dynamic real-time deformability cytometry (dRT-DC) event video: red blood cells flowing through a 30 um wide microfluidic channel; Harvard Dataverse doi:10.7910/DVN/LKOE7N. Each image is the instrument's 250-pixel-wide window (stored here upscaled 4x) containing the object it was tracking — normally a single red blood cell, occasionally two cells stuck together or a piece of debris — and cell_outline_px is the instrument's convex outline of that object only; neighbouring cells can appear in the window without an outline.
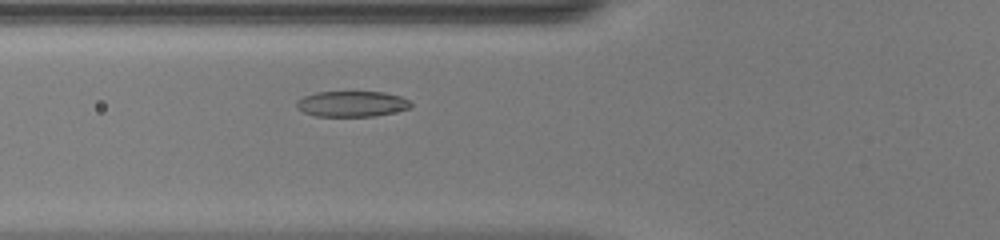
{"species": "common noctule bat (a hibernating species)", "species_latin": "Nyctalus noctula", "temperature_condition": "warm", "stored_images_in_passage": 39, "camera_frame_rate_fps": 3000, "um_per_image_px": 0.085, "animal": {"sex": "female", "body_mass_g": 20.0, "forearm_length_mm": 54.0}, "frame": {"image": 1, "passage_image": 8, "time_ms": 2.333, "image_size_px": [1000, 240], "cell_outline_px": [[412, 108], [376, 116], [316, 116], [304, 112], [296, 108], [296, 100], [304, 96], [316, 92], [384, 92], [400, 96], [408, 100], [412, 104]], "centroid_in_image_um": [29.91, 8.83], "position_along_channel_um": 95.9, "area_um2": 17.17}}
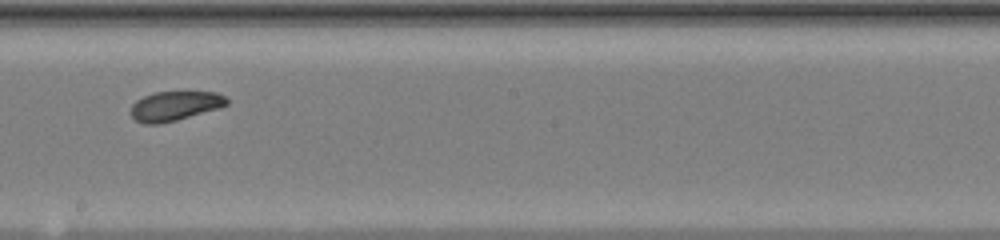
{"frame": {"image": 2, "passage_image": 18, "time_ms": 5.667, "image_size_px": [1000, 240], "cell_outline_px": [[228, 104], [220, 108], [176, 120], [156, 124], [144, 124], [136, 120], [128, 112], [132, 104], [136, 100], [144, 96], [156, 92], [216, 92], [224, 96], [228, 100]], "centroid_in_image_um": [14.84, 9.01], "position_along_channel_um": 233.4, "area_um2": 16.47}}
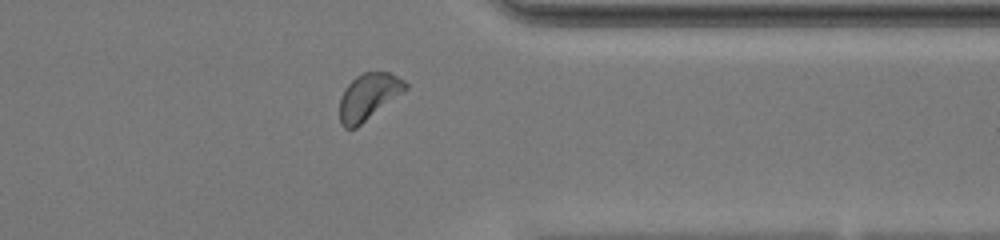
{"frame": {"image": 3, "passage_image": 29, "time_ms": 9.333, "image_size_px": [1000, 240], "cell_outline_px": [[408, 88], [404, 92], [356, 128], [344, 128], [340, 124], [340, 96], [344, 88], [356, 76], [364, 72], [388, 72], [404, 80], [408, 84]], "centroid_in_image_um": [31.32, 8.21], "position_along_channel_um": 380.1, "area_um2": 17.8}, "authors_computed_cell_mechanics": {"area_um2": 17.629, "velocity_mm_per_s": 4.1308, "shape_relaxation_time_tau1_ms": 1.731, "shape_relaxation_time_tau2_ms": 3.962, "deformation_change_tau1": 0.0864, "deformation_change_tau2": 0.0949}}